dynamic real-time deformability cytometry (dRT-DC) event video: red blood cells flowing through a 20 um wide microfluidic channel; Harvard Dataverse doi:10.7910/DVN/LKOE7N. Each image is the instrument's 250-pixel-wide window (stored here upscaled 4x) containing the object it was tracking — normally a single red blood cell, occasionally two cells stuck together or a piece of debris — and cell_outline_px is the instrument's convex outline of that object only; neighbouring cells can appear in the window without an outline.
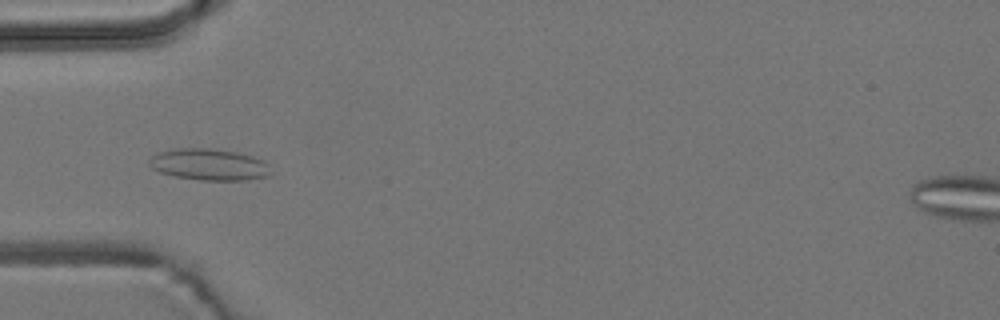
{"species": "common noctule bat (a hibernating species)", "species_latin": "Nyctalus noctula", "temperature_condition": "room temperature", "stored_images_in_passage": 55, "camera_frame_rate_fps": 3000, "um_per_image_px": 0.085, "animal": {"sex": "male", "body_mass_g": 19.2, "forearm_length_mm": 51.8}, "frame": {"image": 1, "passage_image": 18, "time_ms": 5.667, "image_size_px": [1000, 320], "cell_outline_px": [[268, 176], [248, 180], [200, 180], [172, 176], [160, 172], [152, 168], [148, 164], [148, 160], [156, 152], [172, 148], [208, 148], [236, 152], [252, 156], [264, 160], [268, 164]], "centroid_in_image_um": [17.71, 13.98], "position_along_channel_um": 67.3, "area_um2": 22.48}}
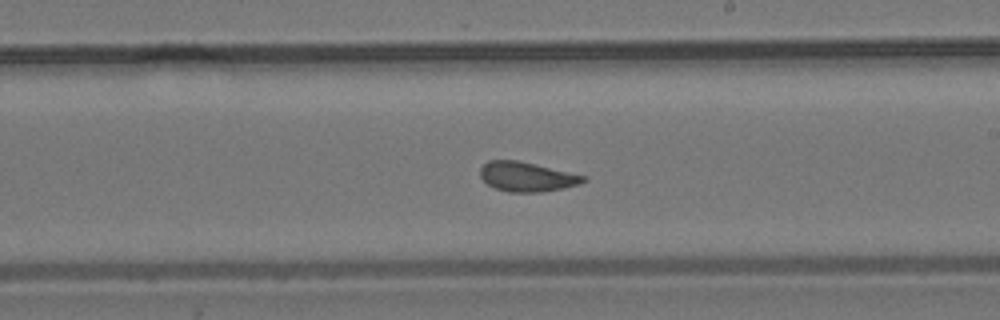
{"frame": {"image": 2, "passage_image": 32, "time_ms": 10.333, "image_size_px": [1000, 320], "cell_outline_px": [[588, 180], [580, 184], [564, 188], [540, 192], [508, 192], [496, 188], [488, 184], [480, 176], [480, 168], [488, 160], [516, 160], [588, 176]], "centroid_in_image_um": [44.81, 15.02], "position_along_channel_um": 244.2, "area_um2": 17.74}}
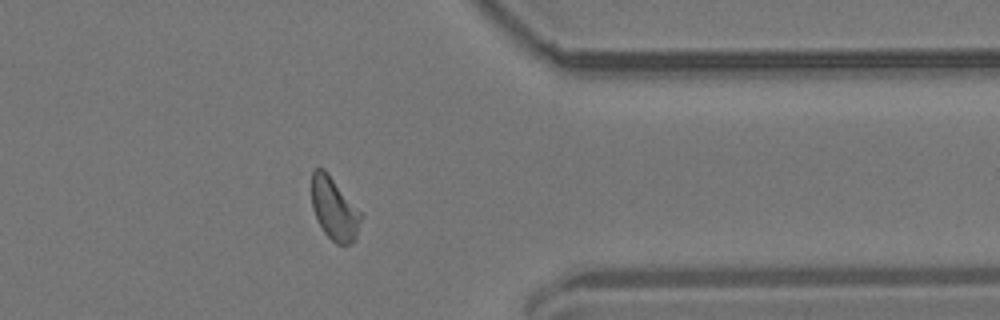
{"frame": {"image": 3, "passage_image": 44, "time_ms": 14.333, "image_size_px": [1000, 320], "cell_outline_px": [[364, 216], [356, 240], [352, 244], [336, 244], [324, 232], [312, 208], [312, 172], [316, 168], [324, 168]], "centroid_in_image_um": [28.45, 17.78], "position_along_channel_um": 383.0, "area_um2": 17.98}, "authors_computed_cell_mechanics": {"area_um2": 18.2648, "velocity_mm_per_s": 3.7828, "shape_relaxation_time_tau1_ms": null, "shape_relaxation_time_tau2_ms": 1.1526, "deformation_change_tau1": null, "deformation_change_tau2": 0.0703}}